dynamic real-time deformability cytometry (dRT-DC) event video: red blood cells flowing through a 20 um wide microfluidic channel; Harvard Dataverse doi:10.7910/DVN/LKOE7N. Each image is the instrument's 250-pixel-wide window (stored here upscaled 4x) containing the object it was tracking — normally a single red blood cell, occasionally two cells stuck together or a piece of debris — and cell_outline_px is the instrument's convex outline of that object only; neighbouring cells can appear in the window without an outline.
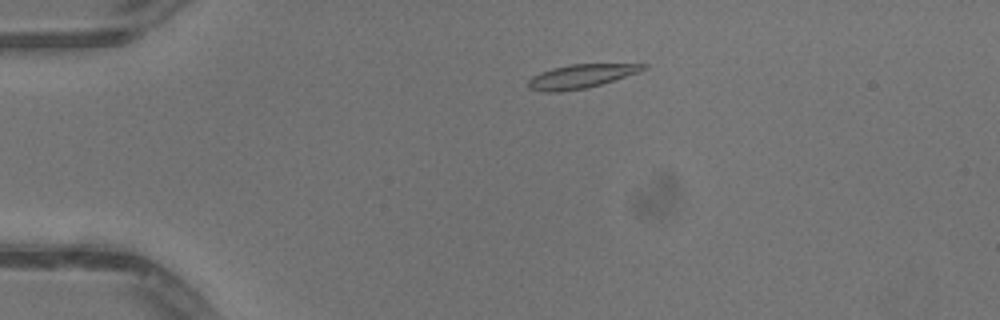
{"species": "common noctule bat (a hibernating species)", "species_latin": "Nyctalus noctula", "temperature_condition": "warm", "stored_images_in_passage": 49, "camera_frame_rate_fps": 3000, "um_per_image_px": 0.085, "animal": {"sex": "male", "body_mass_g": 13.3}, "frame": {"image": 1, "passage_image": 9, "time_ms": 2.667, "image_size_px": [1000, 320], "cell_outline_px": [[648, 68], [640, 72], [588, 88], [560, 92], [544, 92], [528, 88], [528, 80], [532, 76], [540, 72], [552, 68], [572, 64], [648, 64]], "centroid_in_image_um": [49.38, 6.49], "position_along_channel_um": 35.6, "area_um2": 16.07}}
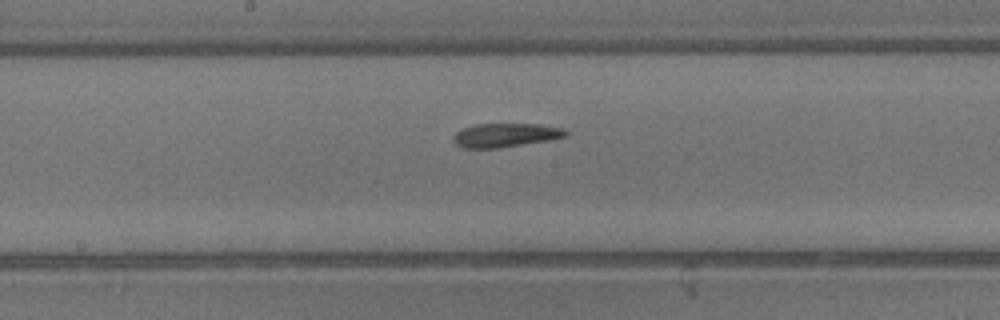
{"frame": {"image": 2, "passage_image": 25, "time_ms": 8.0, "image_size_px": [1000, 320], "cell_outline_px": [[568, 136], [552, 140], [500, 148], [464, 148], [456, 144], [452, 140], [452, 136], [460, 128], [476, 124], [540, 124], [564, 128], [568, 132]], "centroid_in_image_um": [42.98, 11.49], "position_along_channel_um": 205.2, "area_um2": 15.95}}
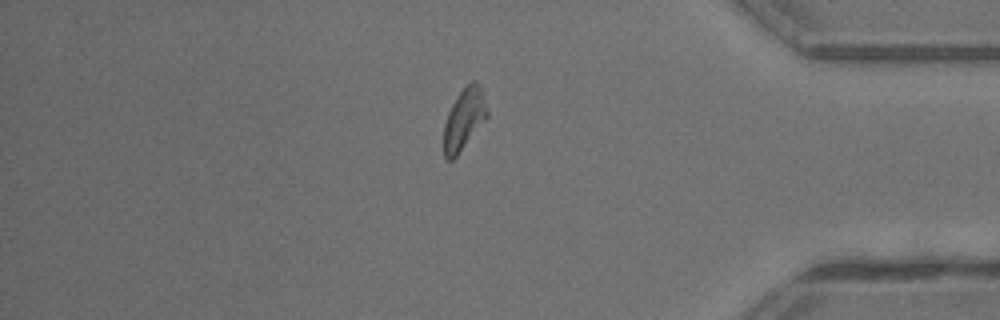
{"frame": {"image": 3, "passage_image": 41, "time_ms": 13.333, "image_size_px": [1000, 320], "cell_outline_px": [[488, 116], [456, 156], [452, 160], [444, 160], [444, 124], [448, 112], [456, 96], [472, 80], [476, 80], [480, 84], [488, 108]], "centroid_in_image_um": [39.45, 10.1], "position_along_channel_um": 395.8, "area_um2": 15.43}, "authors_computed_cell_mechanics": {"area_um2": 16.0684, "velocity_mm_per_s": 4.0922, "shape_relaxation_time_tau1_ms": 10.0097, "shape_relaxation_time_tau2_ms": 4.5956, "deformation_change_tau1": 0.2642, "deformation_change_tau2": 0.1298}}